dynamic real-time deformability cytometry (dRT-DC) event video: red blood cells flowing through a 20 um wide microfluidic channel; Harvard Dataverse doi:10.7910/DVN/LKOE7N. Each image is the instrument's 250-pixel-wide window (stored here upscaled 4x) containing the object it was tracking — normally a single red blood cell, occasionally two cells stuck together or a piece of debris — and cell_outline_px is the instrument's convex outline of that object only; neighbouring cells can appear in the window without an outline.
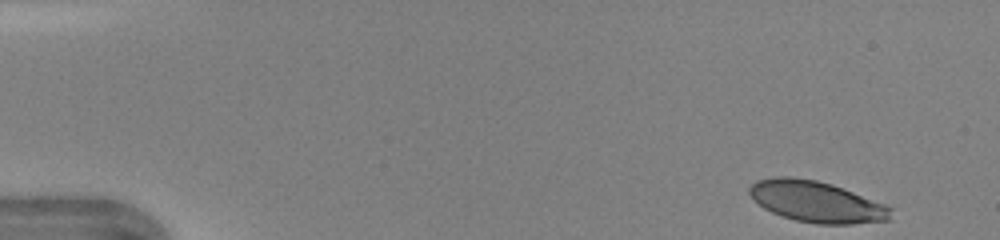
{"species": "human", "species_latin": "Homo sapiens", "temperature_condition": "warm", "stored_images_in_passage": 44, "camera_frame_rate_fps": 3000, "um_per_image_px": 0.085, "donor": {"sex": "female"}, "frame": {"image": 1, "passage_image": 1, "time_ms": 0.0, "image_size_px": [1000, 240], "cell_outline_px": [[892, 220], [852, 224], [816, 224], [796, 220], [772, 212], [764, 208], [748, 192], [748, 188], [756, 180], [776, 176], [792, 176], [816, 180], [832, 184], [884, 204], [892, 208]], "centroid_in_image_um": [69.42, 17.14], "position_along_channel_um": 15.6, "area_um2": 33.81}}
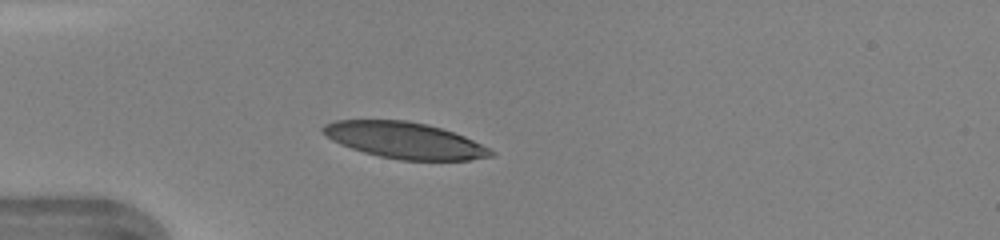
{"frame": {"image": 2, "passage_image": 11, "time_ms": 3.333, "image_size_px": [1000, 240], "cell_outline_px": [[496, 156], [468, 160], [400, 160], [380, 156], [364, 152], [340, 144], [332, 140], [320, 128], [324, 124], [336, 120], [408, 120], [440, 128], [464, 136], [496, 152]], "centroid_in_image_um": [34.4, 11.93], "position_along_channel_um": 50.6, "area_um2": 35.2}}
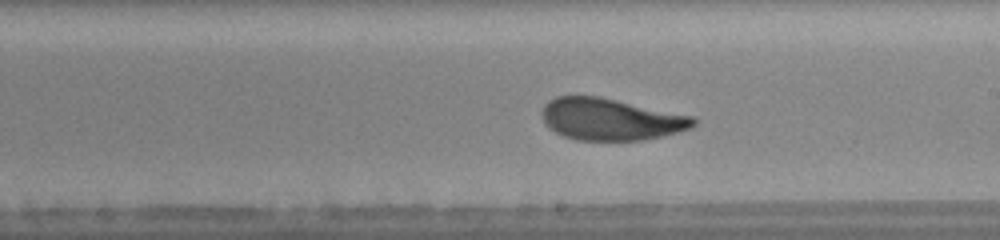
{"frame": {"image": 3, "passage_image": 25, "time_ms": 8.0, "image_size_px": [1000, 240], "cell_outline_px": [[696, 124], [688, 128], [664, 136], [644, 140], [576, 140], [564, 136], [548, 128], [544, 124], [540, 112], [544, 104], [548, 100], [556, 96], [600, 96], [692, 116], [696, 120]], "centroid_in_image_um": [51.84, 10.13], "position_along_channel_um": 237.2, "area_um2": 37.05}, "authors_computed_cell_mechanics": {"area_um2": 36.703, "velocity_mm_per_s": 4.3531, "shape_relaxation_time_tau1_ms": 2.3108, "shape_relaxation_time_tau2_ms": 1.2845, "deformation_change_tau1": 0.1681, "deformation_change_tau2": 0.0907}}